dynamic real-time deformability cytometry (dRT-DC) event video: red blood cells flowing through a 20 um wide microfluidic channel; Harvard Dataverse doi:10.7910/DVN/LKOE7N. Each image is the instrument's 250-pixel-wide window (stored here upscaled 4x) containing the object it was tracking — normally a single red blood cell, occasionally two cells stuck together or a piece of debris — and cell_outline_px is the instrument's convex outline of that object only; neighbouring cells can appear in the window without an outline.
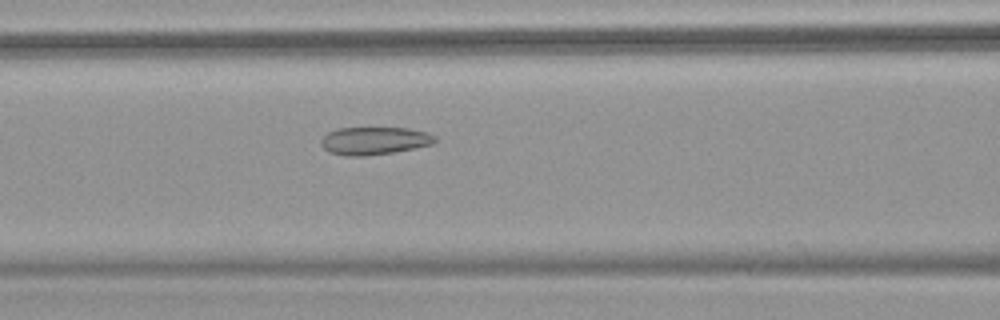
{"species": "common noctule bat (a hibernating species)", "species_latin": "Nyctalus noctula", "temperature_condition": "warm", "stored_images_in_passage": 53, "camera_frame_rate_fps": 3000, "um_per_image_px": 0.085, "animal": {"sex": "female", "body_mass_g": 18.4}, "frame": {"image": 1, "passage_image": 23, "time_ms": 7.333, "image_size_px": [1000, 320], "cell_outline_px": [[436, 140], [432, 144], [416, 148], [396, 152], [364, 156], [348, 156], [328, 152], [320, 144], [320, 140], [328, 132], [336, 128], [408, 128], [428, 132], [436, 136]], "centroid_in_image_um": [31.82, 11.96], "position_along_channel_um": 134.8, "area_um2": 18.61}}
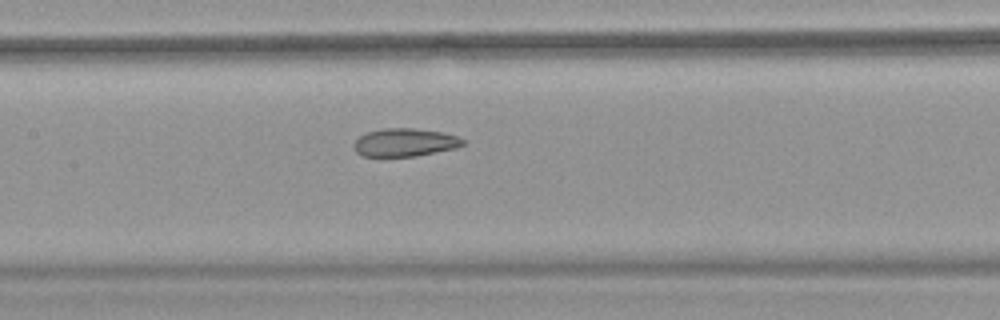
{"frame": {"image": 2, "passage_image": 26, "time_ms": 8.333, "image_size_px": [1000, 320], "cell_outline_px": [[464, 144], [456, 148], [416, 156], [360, 156], [352, 148], [352, 144], [360, 136], [368, 132], [384, 128], [412, 128], [444, 132], [456, 136], [464, 140]], "centroid_in_image_um": [34.38, 12.11], "position_along_channel_um": 173.0, "area_um2": 17.86}}
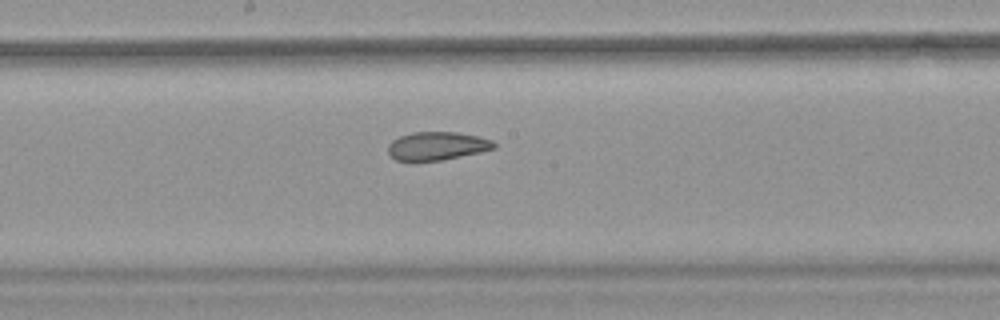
{"frame": {"image": 3, "passage_image": 29, "time_ms": 9.333, "image_size_px": [1000, 320], "cell_outline_px": [[496, 148], [480, 152], [444, 160], [416, 164], [412, 164], [396, 160], [388, 152], [388, 144], [392, 140], [400, 136], [412, 132], [456, 132], [476, 136], [492, 140], [496, 144]], "centroid_in_image_um": [37.09, 12.45], "position_along_channel_um": 211.1, "area_um2": 18.09}, "authors_computed_cell_mechanics": {"area_um2": 22.3108, "velocity_mm_per_s": 3.8326, "shape_relaxation_time_tau1_ms": null, "shape_relaxation_time_tau2_ms": 1.8914, "deformation_change_tau1": null, "deformation_change_tau2": 0.0772}}